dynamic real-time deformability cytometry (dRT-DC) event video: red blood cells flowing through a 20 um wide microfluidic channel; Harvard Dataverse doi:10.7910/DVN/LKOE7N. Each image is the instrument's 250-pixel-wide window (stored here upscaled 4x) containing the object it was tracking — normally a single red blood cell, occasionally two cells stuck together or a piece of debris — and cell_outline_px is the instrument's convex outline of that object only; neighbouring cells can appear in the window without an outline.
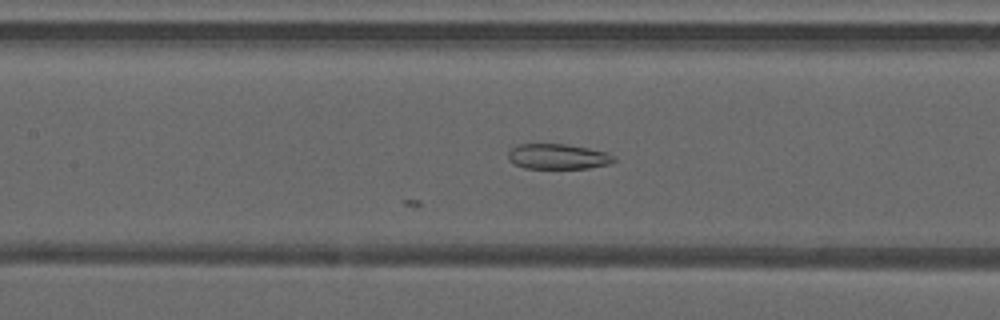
{"species": "common noctule bat (a hibernating species)", "species_latin": "Nyctalus noctula", "temperature_condition": "warm", "stored_images_in_passage": 23, "camera_frame_rate_fps": 3000, "um_per_image_px": 0.085, "animal": {"sex": "male", "forearm_length_mm": 52.5}, "frame": {"image": 1, "passage_image": 23, "time_ms": 7.333, "image_size_px": [1000, 320], "cell_outline_px": [[616, 160], [608, 164], [588, 168], [524, 168], [508, 160], [508, 152], [516, 144], [564, 144], [588, 148], [604, 152], [616, 156]], "centroid_in_image_um": [47.4, 13.3], "position_along_channel_um": 160.0, "area_um2": 15.49}}